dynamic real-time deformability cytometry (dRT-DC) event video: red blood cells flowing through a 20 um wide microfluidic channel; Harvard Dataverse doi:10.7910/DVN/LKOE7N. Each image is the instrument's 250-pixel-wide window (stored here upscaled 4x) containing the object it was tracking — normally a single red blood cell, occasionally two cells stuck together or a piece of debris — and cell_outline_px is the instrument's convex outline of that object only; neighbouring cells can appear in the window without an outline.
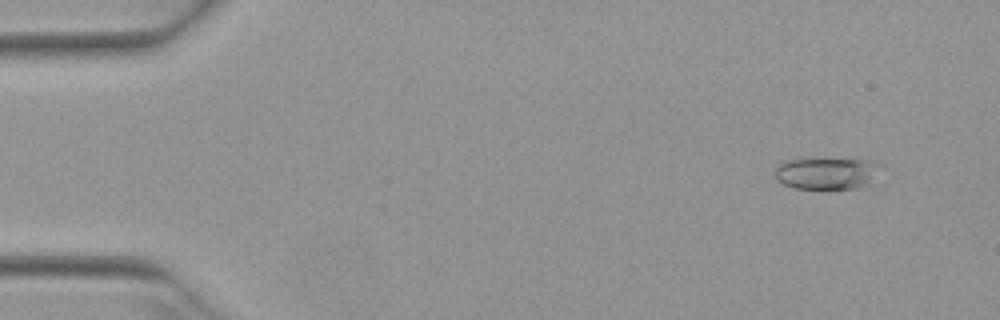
{"species": "Egyptian fruit bat (a non-hibernating species)", "species_latin": "Rousettus aegyptiacus", "temperature_condition": "warm", "stored_images_in_passage": 52, "camera_frame_rate_fps": 3000, "um_per_image_px": 0.085, "animal": {"sex": "female"}, "frame": {"image": 1, "passage_image": 4, "time_ms": 1.0, "image_size_px": [1000, 320], "cell_outline_px": [[884, 168], [856, 188], [792, 188], [776, 180], [776, 164], [784, 160], [864, 160], [884, 164]], "centroid_in_image_um": [70.21, 14.72], "position_along_channel_um": 14.8, "area_um2": 18.96}}
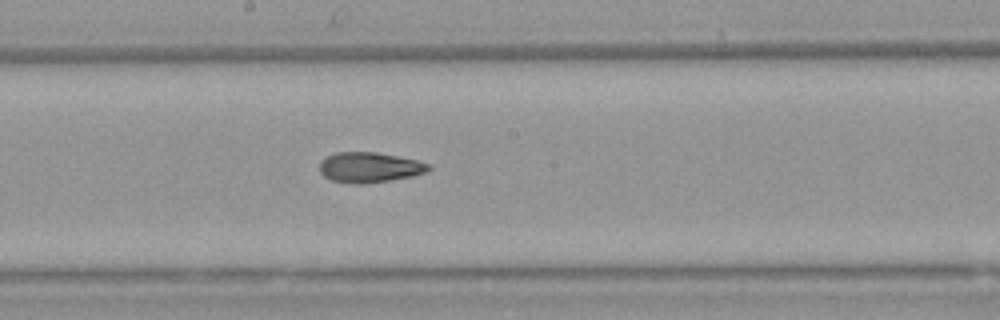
{"frame": {"image": 2, "passage_image": 28, "time_ms": 9.0, "image_size_px": [1000, 320], "cell_outline_px": [[432, 168], [424, 172], [412, 176], [388, 180], [360, 184], [356, 184], [332, 180], [324, 176], [320, 172], [320, 160], [336, 152], [376, 152], [420, 160], [432, 164]], "centroid_in_image_um": [31.43, 14.21], "position_along_channel_um": 216.8, "area_um2": 19.19}}
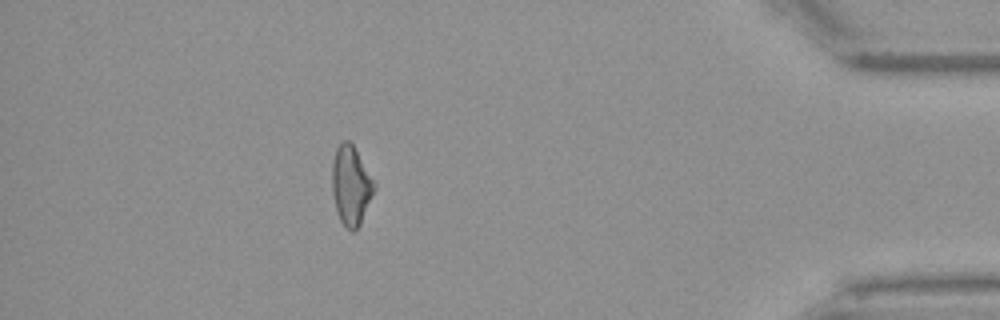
{"frame": {"image": 3, "passage_image": 46, "time_ms": 15.0, "image_size_px": [1000, 320], "cell_outline_px": [[376, 188], [360, 224], [352, 232], [340, 220], [336, 208], [332, 192], [332, 160], [336, 148], [344, 140], [348, 140], [352, 144], [376, 184]], "centroid_in_image_um": [29.83, 15.75], "position_along_channel_um": 405.4, "area_um2": 19.19}, "authors_computed_cell_mechanics": {"area_um2": 19.4208, "velocity_mm_per_s": 3.9565, "shape_relaxation_time_tau1_ms": 10.9292, "shape_relaxation_time_tau2_ms": 4.4657, "deformation_change_tau1": 0.269, "deformation_change_tau2": 0.1351}}